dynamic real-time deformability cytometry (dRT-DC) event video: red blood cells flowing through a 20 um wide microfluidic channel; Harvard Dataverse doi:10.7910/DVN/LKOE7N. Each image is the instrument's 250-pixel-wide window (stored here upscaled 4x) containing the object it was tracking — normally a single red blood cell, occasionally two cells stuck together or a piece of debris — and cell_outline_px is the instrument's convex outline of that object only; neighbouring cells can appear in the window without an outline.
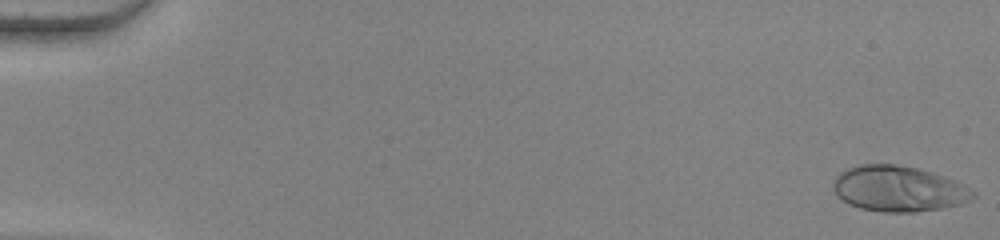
{"species": "human", "species_latin": "Homo sapiens", "temperature_condition": "warm", "stored_images_in_passage": 54, "camera_frame_rate_fps": 3000, "um_per_image_px": 0.085, "donor": {"sex": "female"}, "frame": {"image": 1, "passage_image": 1, "time_ms": 0.0, "image_size_px": [1000, 240], "cell_outline_px": [[976, 196], [972, 200], [960, 204], [940, 208], [916, 212], [884, 212], [860, 208], [848, 204], [836, 196], [832, 188], [832, 180], [840, 172], [848, 168], [860, 164], [896, 164], [916, 168], [932, 172], [956, 180], [976, 192]], "centroid_in_image_um": [76.36, 16.04], "position_along_channel_um": 8.6, "area_um2": 37.51}}
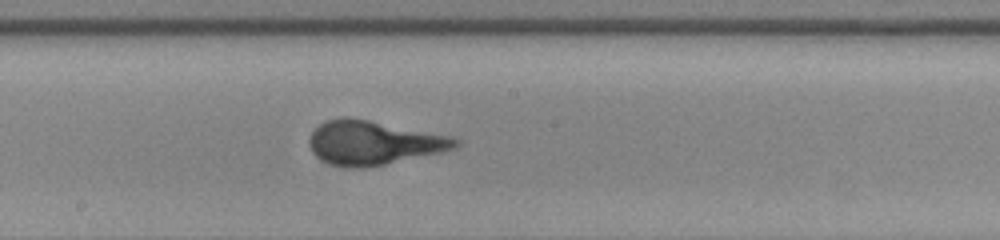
{"frame": {"image": 2, "passage_image": 31, "time_ms": 10.0, "image_size_px": [1000, 240], "cell_outline_px": [[460, 144], [456, 148], [440, 152], [384, 164], [364, 168], [348, 168], [332, 164], [320, 160], [312, 152], [308, 144], [308, 140], [312, 132], [320, 124], [328, 120], [344, 116], [348, 116], [452, 136], [460, 140]], "centroid_in_image_um": [31.73, 12.13], "position_along_channel_um": 216.5, "area_um2": 37.4}}
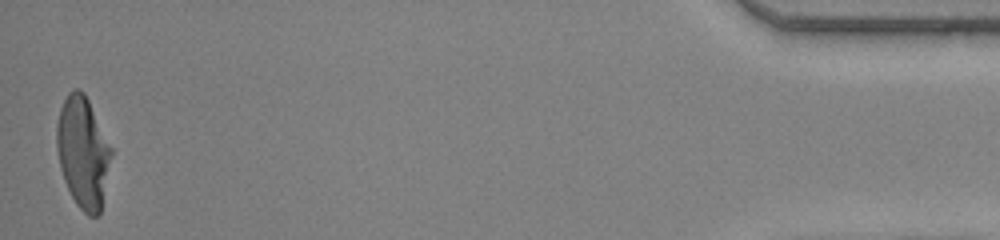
{"frame": {"image": 3, "passage_image": 54, "time_ms": 17.667, "image_size_px": [1000, 240], "cell_outline_px": [[112, 152], [100, 212], [96, 216], [88, 216], [76, 204], [64, 180], [60, 168], [56, 148], [56, 124], [60, 108], [68, 92], [72, 88], [76, 88], [84, 92], [112, 148]], "centroid_in_image_um": [7.03, 12.92], "position_along_channel_um": 428.2, "area_um2": 35.14}, "authors_computed_cell_mechanics": {"area_um2": 35.8071, "velocity_mm_per_s": 3.8434, "shape_relaxation_time_tau1_ms": 4.6739, "shape_relaxation_time_tau2_ms": null, "deformation_change_tau1": 0.2555, "deformation_change_tau2": null}}